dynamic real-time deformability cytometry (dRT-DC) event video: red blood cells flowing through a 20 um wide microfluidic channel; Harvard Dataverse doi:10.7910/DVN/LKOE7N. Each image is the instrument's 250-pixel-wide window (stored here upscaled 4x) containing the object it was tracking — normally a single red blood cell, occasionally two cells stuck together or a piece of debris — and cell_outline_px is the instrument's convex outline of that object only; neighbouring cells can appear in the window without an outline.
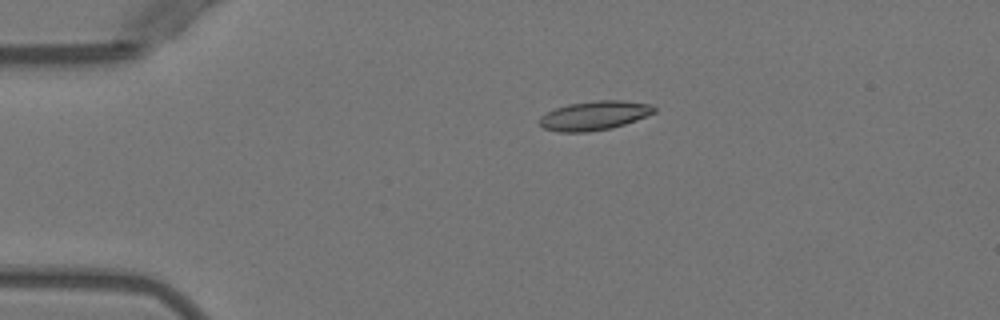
{"species": "Egyptian fruit bat (a non-hibernating species)", "species_latin": "Rousettus aegyptiacus", "temperature_condition": "warm", "stored_images_in_passage": 3, "camera_frame_rate_fps": 3000, "um_per_image_px": 0.085, "animal": {"sex": "female"}, "frame": {"image": 1, "passage_image": 3, "time_ms": 2.667, "image_size_px": [1000, 320], "cell_outline_px": [[656, 112], [636, 120], [612, 128], [588, 132], [560, 132], [544, 128], [540, 124], [540, 116], [556, 108], [568, 104], [596, 100], [624, 100], [652, 104], [656, 108]], "centroid_in_image_um": [50.56, 9.81], "position_along_channel_um": 34.4, "area_um2": 19.48}}